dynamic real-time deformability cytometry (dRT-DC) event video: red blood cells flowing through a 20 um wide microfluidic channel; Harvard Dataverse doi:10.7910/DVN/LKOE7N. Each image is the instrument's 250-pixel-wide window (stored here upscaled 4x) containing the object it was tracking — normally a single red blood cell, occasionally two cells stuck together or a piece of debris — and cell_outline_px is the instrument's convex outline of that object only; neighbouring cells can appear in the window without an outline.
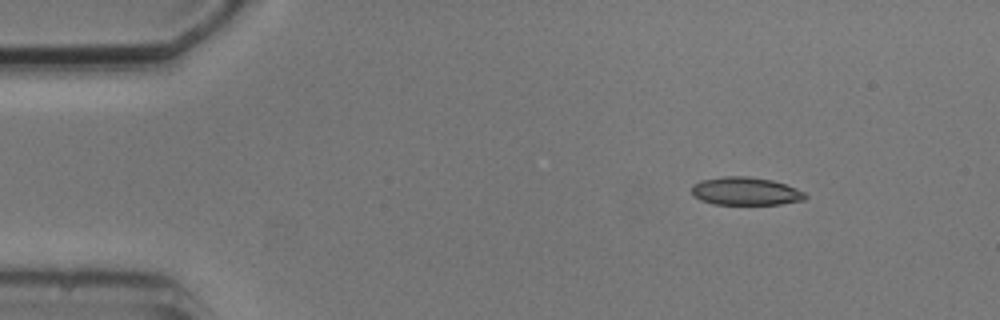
{"species": "common noctule bat (a hibernating species)", "species_latin": "Nyctalus noctula", "temperature_condition": "cold", "stored_images_in_passage": 8, "camera_frame_rate_fps": 3000, "um_per_image_px": 0.085, "animal": {"sex": "male", "body_mass_g": 20.5, "forearm_length_mm": 52.5}, "frame": {"image": 1, "passage_image": 1, "time_ms": 0.0, "image_size_px": [1000, 320], "cell_outline_px": [[808, 196], [804, 200], [780, 204], [712, 204], [700, 200], [692, 196], [692, 184], [700, 180], [724, 176], [748, 176], [772, 180], [796, 188], [804, 192]], "centroid_in_image_um": [63.34, 16.25], "position_along_channel_um": 21.7, "area_um2": 18.67}}
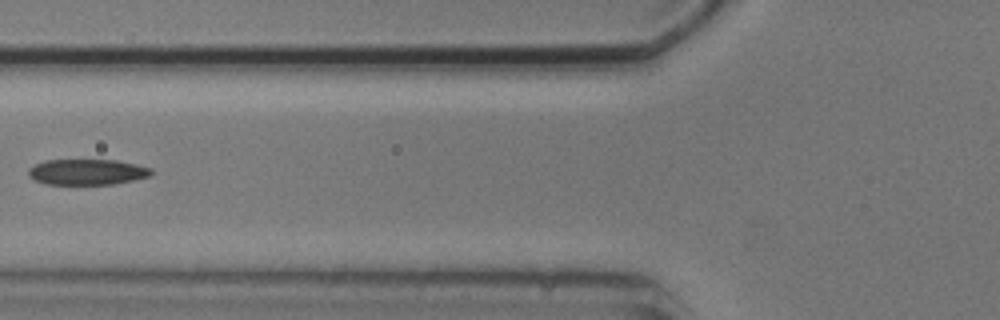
{"frame": {"image": 2, "passage_image": 5, "time_ms": 4.667, "image_size_px": [1000, 320], "cell_outline_px": [[152, 172], [148, 176], [132, 180], [112, 184], [44, 184], [28, 176], [28, 168], [44, 160], [116, 160], [136, 164], [152, 168]], "centroid_in_image_um": [7.37, 14.61], "position_along_channel_um": 118.4, "area_um2": 18.32}}
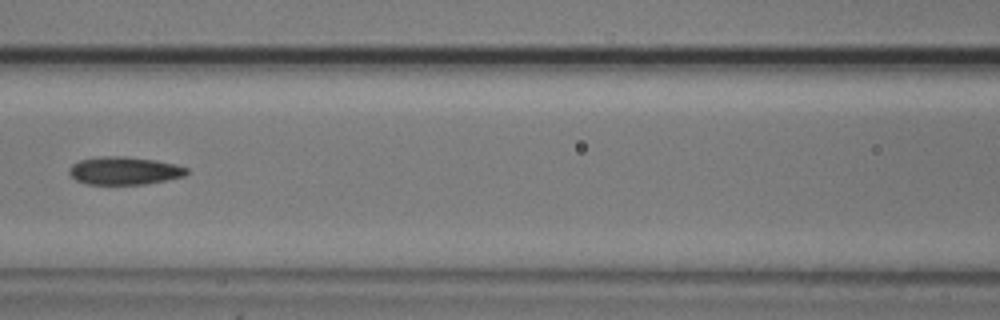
{"frame": {"image": 3, "passage_image": 6, "time_ms": 5.667, "image_size_px": [1000, 320], "cell_outline_px": [[188, 172], [184, 176], [144, 184], [88, 184], [76, 180], [68, 172], [72, 164], [80, 160], [104, 156], [124, 156], [156, 160], [176, 164], [188, 168]], "centroid_in_image_um": [10.57, 14.5], "position_along_channel_um": 156.0, "area_um2": 18.96}}